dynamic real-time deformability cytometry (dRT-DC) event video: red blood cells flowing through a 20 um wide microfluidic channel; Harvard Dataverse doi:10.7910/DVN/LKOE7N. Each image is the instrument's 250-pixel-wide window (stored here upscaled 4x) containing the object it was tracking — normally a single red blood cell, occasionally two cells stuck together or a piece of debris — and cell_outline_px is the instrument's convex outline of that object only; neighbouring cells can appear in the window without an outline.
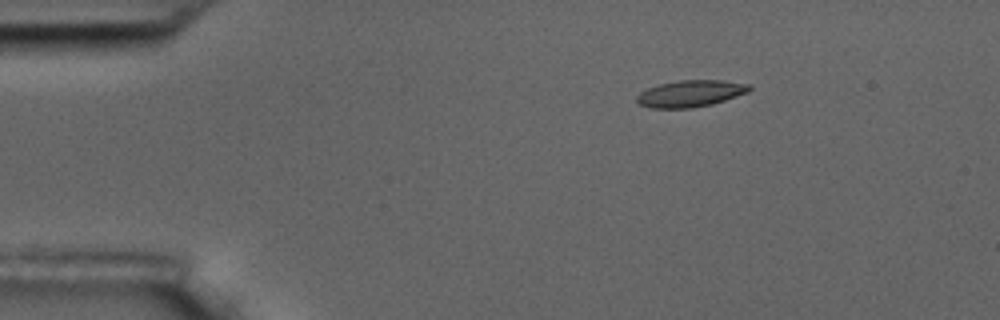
{"species": "common noctule bat (a hibernating species)", "species_latin": "Nyctalus noctula", "temperature_condition": "room temperature", "stored_images_in_passage": 6, "camera_frame_rate_fps": 3000, "um_per_image_px": 0.085, "animal": {"sex": "male", "body_mass_g": 17.5, "forearm_length_mm": 52.3}, "frame": {"image": 1, "passage_image": 3, "time_ms": 2.333, "image_size_px": [1000, 320], "cell_outline_px": [[752, 88], [748, 92], [712, 104], [692, 108], [652, 108], [640, 104], [636, 100], [636, 96], [640, 92], [648, 88], [660, 84], [680, 80], [720, 80], [752, 84]], "centroid_in_image_um": [58.71, 7.95], "position_along_channel_um": 26.3, "area_um2": 17.46}}
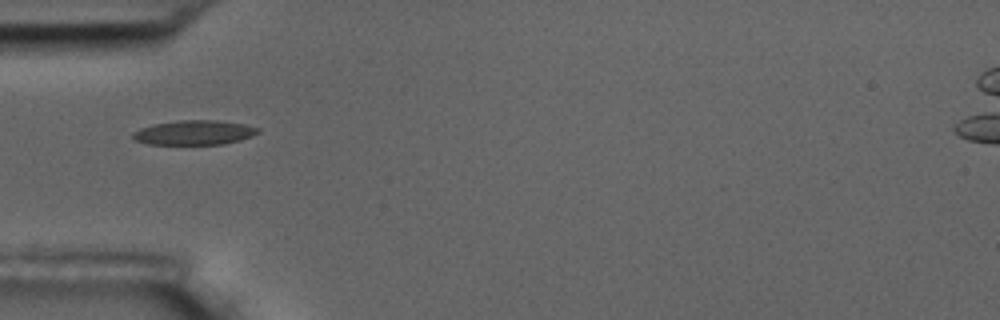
{"frame": {"image": 2, "passage_image": 5, "time_ms": 5.333, "image_size_px": [1000, 320], "cell_outline_px": [[260, 132], [252, 136], [240, 140], [224, 144], [148, 144], [136, 140], [132, 136], [132, 132], [140, 128], [152, 124], [180, 120], [216, 120], [244, 124], [260, 128]], "centroid_in_image_um": [16.52, 11.26], "position_along_channel_um": 68.5, "area_um2": 17.92}}